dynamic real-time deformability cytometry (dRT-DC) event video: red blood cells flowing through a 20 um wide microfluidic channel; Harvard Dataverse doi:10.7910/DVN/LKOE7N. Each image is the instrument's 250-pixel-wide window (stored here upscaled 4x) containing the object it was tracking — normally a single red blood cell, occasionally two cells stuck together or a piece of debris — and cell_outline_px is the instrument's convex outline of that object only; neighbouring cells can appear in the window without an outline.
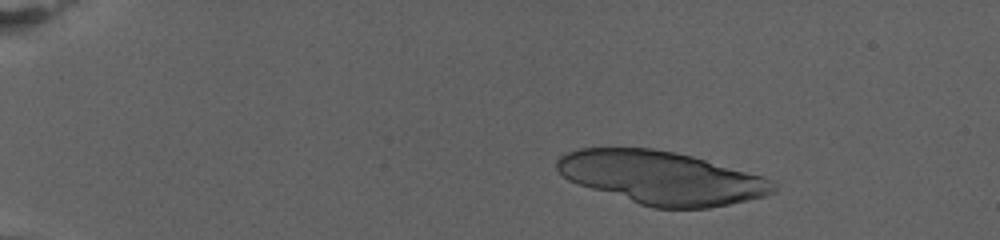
{"species": "human", "species_latin": "Homo sapiens", "temperature_condition": "warm", "stored_images_in_passage": 21, "camera_frame_rate_fps": 3000, "um_per_image_px": 0.085, "donor": {"sex": "female"}, "frame": {"image": 1, "passage_image": 4, "time_ms": 2.333, "image_size_px": [1000, 240], "cell_outline_px": [[776, 192], [764, 196], [748, 200], [708, 208], [652, 208], [568, 180], [556, 168], [556, 160], [560, 156], [568, 152], [580, 148], [652, 148], [676, 152], [692, 156], [764, 176], [772, 180], [776, 184]], "centroid_in_image_um": [56.27, 15.1], "position_along_channel_um": 28.7, "area_um2": 66.47}}
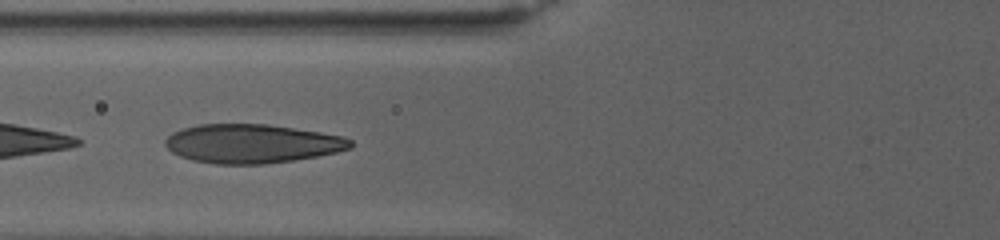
{"frame": {"image": 2, "passage_image": 15, "time_ms": 9.333, "image_size_px": [1000, 240], "cell_outline_px": [[352, 148], [336, 152], [316, 156], [292, 160], [264, 164], [216, 164], [192, 160], [180, 156], [172, 152], [164, 144], [164, 140], [172, 132], [180, 128], [196, 124], [268, 124], [320, 132], [340, 136], [352, 140]], "centroid_in_image_um": [21.36, 12.2], "position_along_channel_um": 104.4, "area_um2": 42.02}}
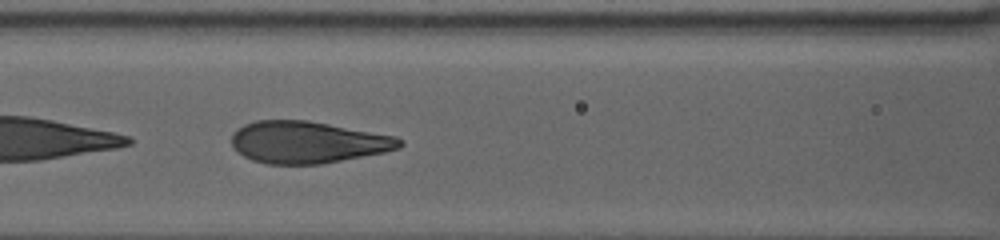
{"frame": {"image": 3, "passage_image": 18, "time_ms": 10.667, "image_size_px": [1000, 240], "cell_outline_px": [[404, 144], [400, 148], [384, 152], [320, 164], [268, 164], [252, 160], [244, 156], [232, 144], [232, 136], [236, 128], [244, 124], [256, 120], [308, 120], [396, 136], [404, 140]], "centroid_in_image_um": [26.17, 12.08], "position_along_channel_um": 140.4, "area_um2": 40.98}}